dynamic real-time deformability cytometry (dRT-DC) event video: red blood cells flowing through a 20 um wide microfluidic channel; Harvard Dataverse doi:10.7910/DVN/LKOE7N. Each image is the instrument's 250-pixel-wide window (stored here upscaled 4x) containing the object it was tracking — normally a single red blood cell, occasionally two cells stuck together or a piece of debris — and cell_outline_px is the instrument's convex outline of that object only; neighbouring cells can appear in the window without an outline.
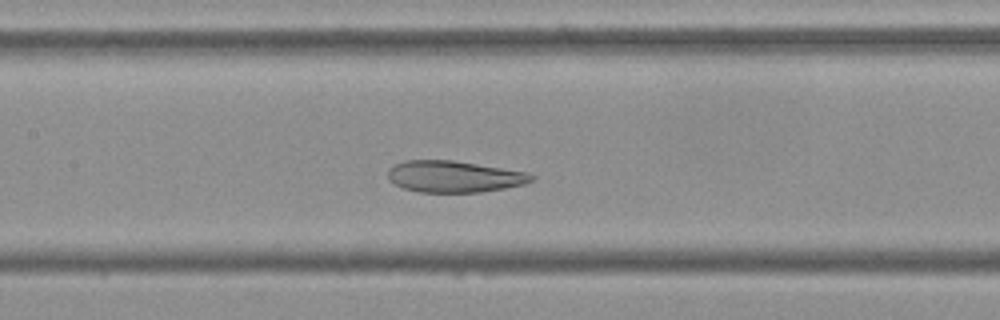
{"species": "Egyptian fruit bat (a non-hibernating species)", "species_latin": "Rousettus aegyptiacus", "temperature_condition": "cold", "stored_images_in_passage": 51, "camera_frame_rate_fps": 3000, "um_per_image_px": 0.085, "frame": {"image": 1, "passage_image": 22, "time_ms": 7.0, "image_size_px": [1000, 320], "cell_outline_px": [[536, 180], [524, 184], [504, 188], [480, 192], [420, 192], [404, 188], [388, 180], [388, 172], [396, 164], [404, 160], [452, 160], [528, 172], [536, 176]], "centroid_in_image_um": [38.64, 15.01], "position_along_channel_um": 168.8, "area_um2": 26.3}}
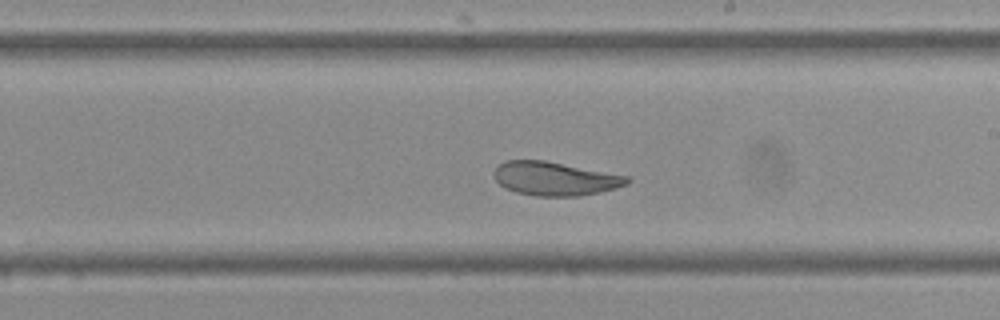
{"frame": {"image": 2, "passage_image": 28, "time_ms": 9.0, "image_size_px": [1000, 320], "cell_outline_px": [[632, 180], [628, 184], [580, 196], [536, 196], [516, 192], [504, 188], [496, 180], [492, 172], [504, 160], [544, 160], [628, 176]], "centroid_in_image_um": [47.13, 15.18], "position_along_channel_um": 241.9, "area_um2": 25.95}}
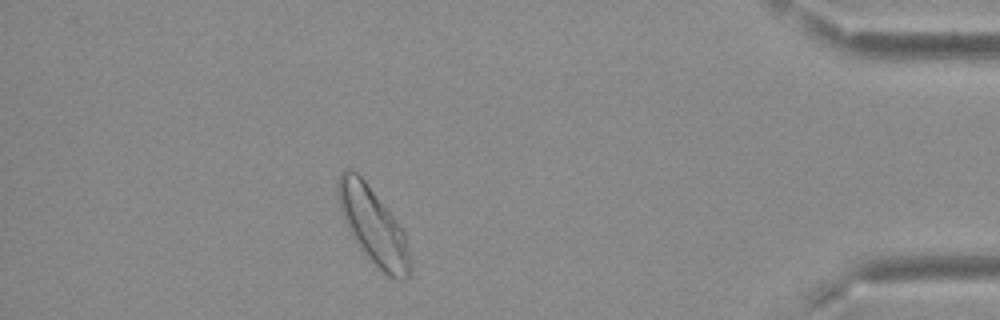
{"frame": {"image": 3, "passage_image": 45, "time_ms": 14.667, "image_size_px": [1000, 320], "cell_outline_px": [[412, 272], [404, 280], [396, 280], [388, 276], [360, 248], [348, 228], [340, 212], [336, 192], [336, 184], [340, 172], [344, 168], [348, 168], [356, 172], [364, 180], [396, 220], [404, 232], [412, 264]], "centroid_in_image_um": [31.71, 19.18], "position_along_channel_um": 403.5, "area_um2": 31.85}}